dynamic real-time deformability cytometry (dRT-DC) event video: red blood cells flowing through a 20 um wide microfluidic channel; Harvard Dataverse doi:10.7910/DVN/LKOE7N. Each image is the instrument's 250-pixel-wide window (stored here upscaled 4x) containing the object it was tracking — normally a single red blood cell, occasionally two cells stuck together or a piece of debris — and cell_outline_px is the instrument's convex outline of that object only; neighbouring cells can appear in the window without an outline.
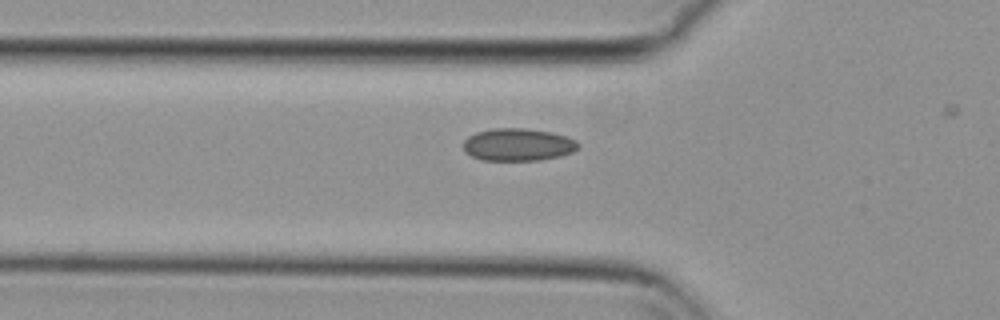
{"species": "common noctule bat (a hibernating species)", "species_latin": "Nyctalus noctula", "temperature_condition": "cold", "stored_images_in_passage": 11, "camera_frame_rate_fps": 3000, "um_per_image_px": 0.085, "animal": {"sex": "female", "body_mass_g": 29.2, "forearm_length_mm": 56.3}, "frame": {"image": 1, "passage_image": 2, "time_ms": 0.333, "image_size_px": [1000, 320], "cell_outline_px": [[580, 148], [572, 152], [560, 156], [540, 160], [480, 160], [464, 152], [464, 140], [468, 136], [476, 132], [492, 128], [524, 128], [552, 132], [576, 140], [580, 144]], "centroid_in_image_um": [44.03, 12.29], "position_along_channel_um": 81.8, "area_um2": 21.91}}
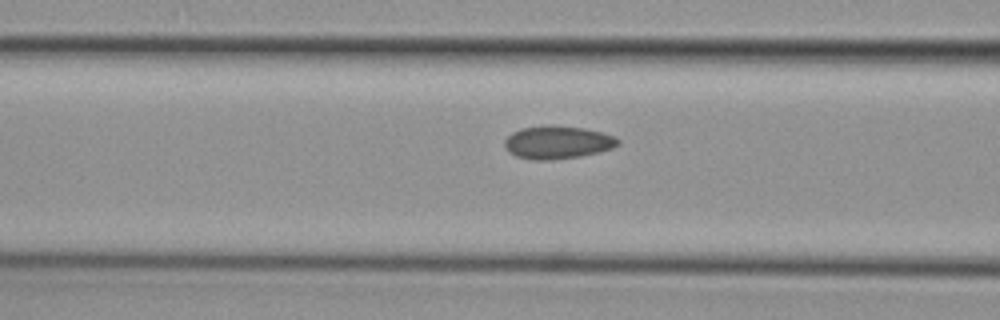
{"frame": {"image": 2, "passage_image": 5, "time_ms": 1.333, "image_size_px": [1000, 320], "cell_outline_px": [[620, 144], [612, 148], [600, 152], [580, 156], [552, 160], [532, 160], [516, 156], [508, 152], [504, 144], [504, 140], [512, 132], [520, 128], [584, 128], [600, 132], [612, 136], [620, 140]], "centroid_in_image_um": [47.38, 12.15], "position_along_channel_um": 119.2, "area_um2": 21.04}}
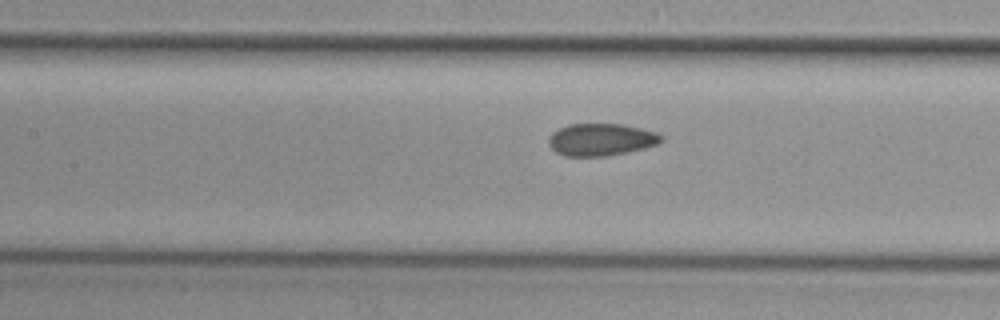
{"frame": {"image": 3, "passage_image": 8, "time_ms": 2.333, "image_size_px": [1000, 320], "cell_outline_px": [[664, 140], [656, 144], [644, 148], [608, 156], [564, 156], [556, 152], [548, 144], [548, 136], [552, 132], [568, 124], [624, 124], [656, 132], [664, 136]], "centroid_in_image_um": [51.08, 11.86], "position_along_channel_um": 156.3, "area_um2": 21.27}}